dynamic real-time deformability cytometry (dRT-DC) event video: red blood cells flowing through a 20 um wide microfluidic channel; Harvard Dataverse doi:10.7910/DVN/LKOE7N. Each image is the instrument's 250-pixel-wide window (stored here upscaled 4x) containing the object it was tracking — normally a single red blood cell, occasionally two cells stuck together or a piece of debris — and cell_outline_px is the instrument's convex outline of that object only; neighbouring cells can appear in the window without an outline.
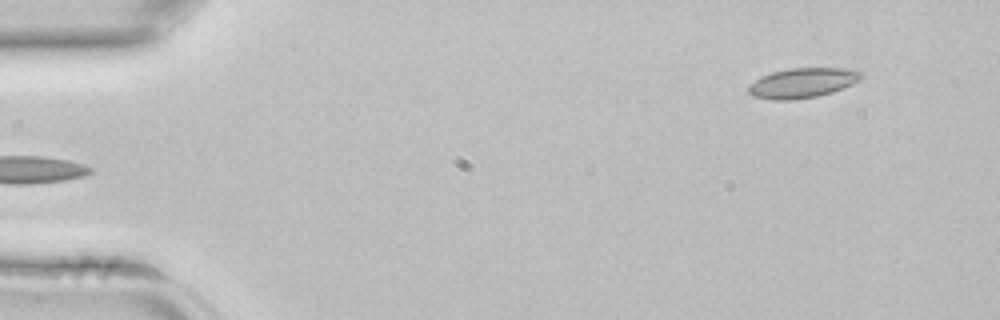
{"species": "common noctule bat (a hibernating species)", "species_latin": "Nyctalus noctula", "temperature_condition": "room temperature", "stored_images_in_passage": 2, "segment_of_instrument_passage": [2, 2], "camera_frame_rate_fps": 3000, "um_per_image_px": 0.085, "animal": {"sex": "female", "body_mass_g": 22.7, "forearm_length_mm": 54.2}, "frame": {"image": 1, "passage_image": 2, "time_ms": 0.333, "image_size_px": [1000, 320], "cell_outline_px": [[864, 76], [860, 80], [852, 84], [832, 92], [816, 96], [792, 100], [772, 100], [752, 96], [748, 92], [748, 84], [772, 72], [792, 68], [856, 68], [864, 72]], "centroid_in_image_um": [68.26, 7.04], "position_along_channel_um": 16.7, "area_um2": 19.77}}